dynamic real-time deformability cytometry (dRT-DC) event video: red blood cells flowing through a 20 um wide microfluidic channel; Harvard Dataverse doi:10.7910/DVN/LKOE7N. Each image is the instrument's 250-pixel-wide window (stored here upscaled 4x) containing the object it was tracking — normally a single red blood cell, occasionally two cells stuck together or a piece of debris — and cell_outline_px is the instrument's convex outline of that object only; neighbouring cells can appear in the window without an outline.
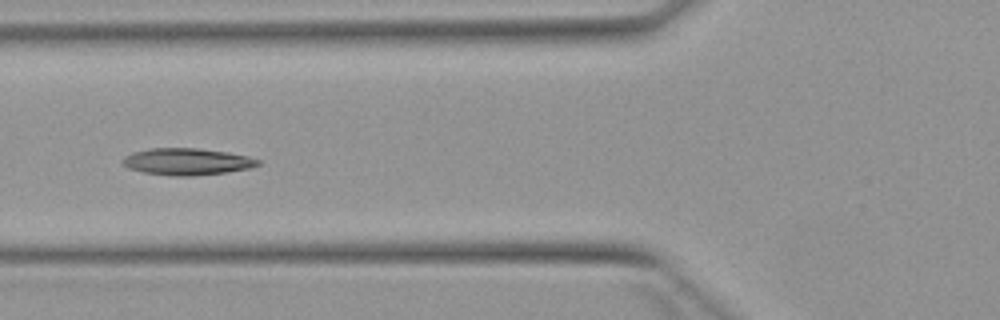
{"species": "Egyptian fruit bat (a non-hibernating species)", "species_latin": "Rousettus aegyptiacus", "temperature_condition": "warm", "stored_images_in_passage": 6, "camera_frame_rate_fps": 3000, "um_per_image_px": 0.085, "animal": {"sex": "female"}, "frame": {"image": 1, "passage_image": 4, "time_ms": 3.667, "image_size_px": [1000, 320], "cell_outline_px": [[260, 164], [248, 168], [224, 172], [192, 176], [172, 176], [144, 172], [128, 168], [120, 160], [124, 156], [132, 152], [148, 148], [196, 148], [228, 152], [248, 156], [260, 160]], "centroid_in_image_um": [15.85, 13.73], "position_along_channel_um": 109.9, "area_um2": 21.1}}
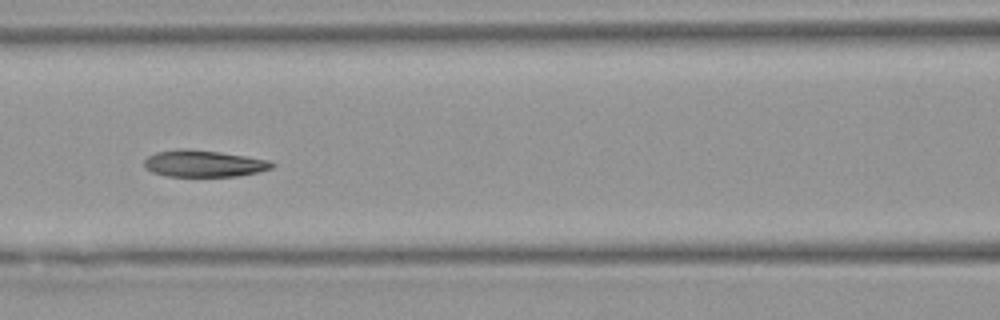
{"frame": {"image": 2, "passage_image": 5, "time_ms": 4.667, "image_size_px": [1000, 320], "cell_outline_px": [[276, 164], [272, 168], [256, 172], [236, 176], [168, 176], [152, 172], [144, 164], [144, 160], [148, 156], [156, 152], [220, 152], [268, 160]], "centroid_in_image_um": [17.38, 13.95], "position_along_channel_um": 149.2, "area_um2": 18.67}}
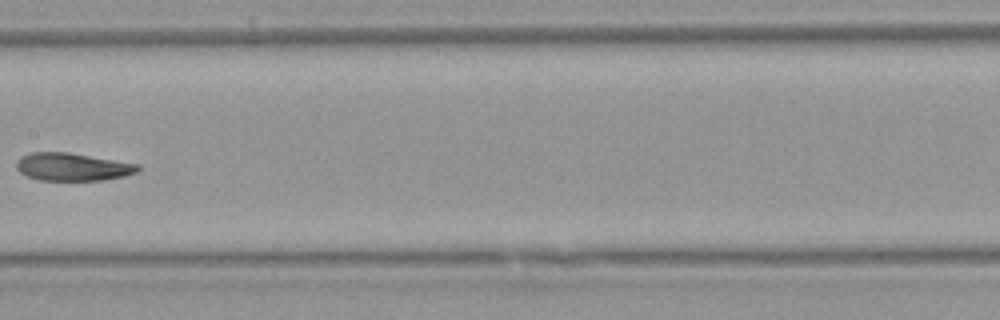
{"frame": {"image": 3, "passage_image": 6, "time_ms": 6.0, "image_size_px": [1000, 320], "cell_outline_px": [[140, 168], [136, 172], [124, 176], [104, 180], [40, 180], [28, 176], [20, 172], [16, 168], [16, 160], [20, 156], [32, 152], [68, 152], [136, 164]], "centroid_in_image_um": [6.1, 14.18], "position_along_channel_um": 201.3, "area_um2": 19.48}}